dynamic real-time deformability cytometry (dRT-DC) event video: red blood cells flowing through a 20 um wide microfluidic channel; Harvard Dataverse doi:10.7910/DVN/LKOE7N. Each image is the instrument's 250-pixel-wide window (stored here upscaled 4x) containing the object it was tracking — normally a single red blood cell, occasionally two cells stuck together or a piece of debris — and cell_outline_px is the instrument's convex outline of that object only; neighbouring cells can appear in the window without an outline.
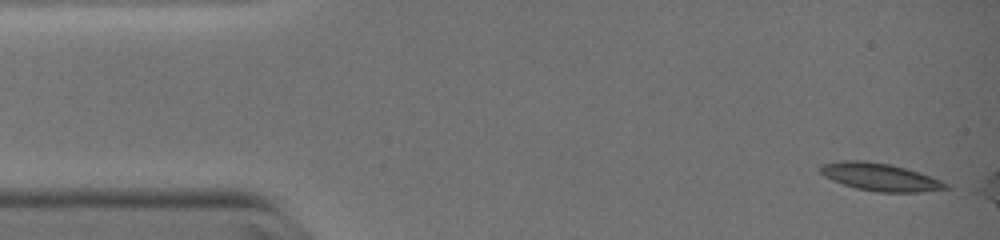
{"species": "common noctule bat (a hibernating species)", "species_latin": "Nyctalus noctula", "temperature_condition": "warm", "stored_images_in_passage": 12, "camera_frame_rate_fps": 3000, "um_per_image_px": 0.085, "animal": {"sex": "female", "body_mass_g": 19.0, "forearm_length_mm": 51.5}, "frame": {"image": 1, "passage_image": 1, "time_ms": 0.0, "image_size_px": [1000, 240], "cell_outline_px": [[952, 188], [920, 192], [880, 192], [856, 188], [832, 180], [824, 176], [820, 172], [820, 164], [844, 160], [864, 160], [888, 164], [904, 168], [940, 180], [948, 184]], "centroid_in_image_um": [74.78, 15.05], "position_along_channel_um": 10.2, "area_um2": 19.94}}
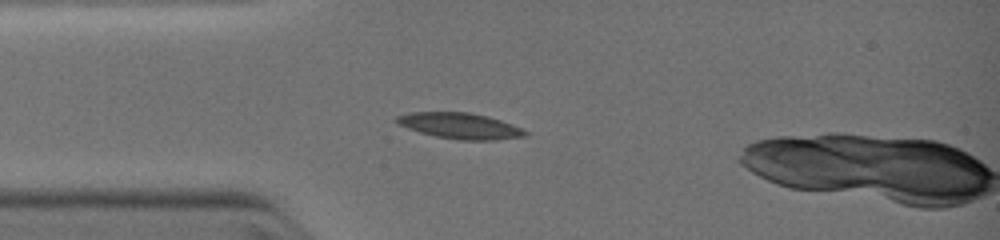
{"frame": {"image": 2, "passage_image": 7, "time_ms": 2.667, "image_size_px": [1000, 240], "cell_outline_px": [[528, 132], [524, 136], [496, 140], [460, 140], [436, 136], [420, 132], [396, 124], [396, 116], [408, 112], [468, 112], [488, 116], [512, 124]], "centroid_in_image_um": [39.07, 10.69], "position_along_channel_um": 45.9, "area_um2": 19.31}}
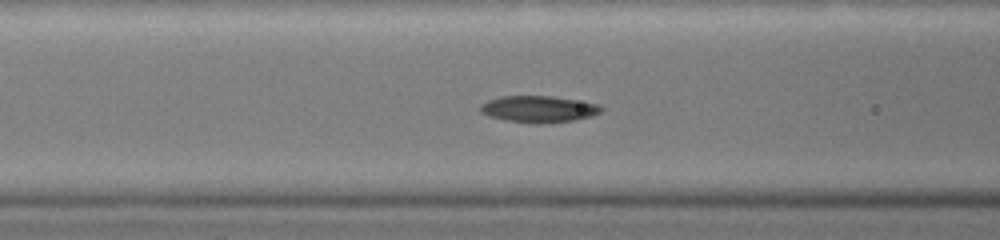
{"frame": {"image": 3, "passage_image": 11, "time_ms": 4.333, "image_size_px": [1000, 240], "cell_outline_px": [[604, 108], [600, 112], [592, 116], [572, 120], [540, 124], [536, 124], [504, 120], [480, 112], [480, 104], [488, 100], [500, 96], [552, 96], [600, 104]], "centroid_in_image_um": [45.79, 9.27], "position_along_channel_um": 120.8, "area_um2": 18.73}}